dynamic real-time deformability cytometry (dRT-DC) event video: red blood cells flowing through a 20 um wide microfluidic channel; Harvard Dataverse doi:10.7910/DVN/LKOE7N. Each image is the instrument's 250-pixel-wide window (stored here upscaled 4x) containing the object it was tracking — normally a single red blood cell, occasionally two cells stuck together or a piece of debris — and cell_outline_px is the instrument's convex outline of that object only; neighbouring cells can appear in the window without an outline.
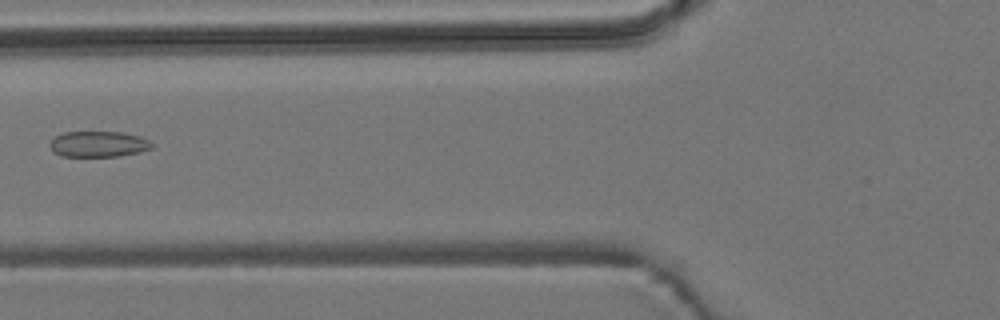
{"species": "common noctule bat (a hibernating species)", "species_latin": "Nyctalus noctula", "temperature_condition": "room temperature", "stored_images_in_passage": 4, "camera_frame_rate_fps": 3000, "um_per_image_px": 0.085, "animal": {"sex": "male", "body_mass_g": 19.2, "forearm_length_mm": 51.8}, "frame": {"image": 1, "passage_image": 4, "time_ms": 3.333, "image_size_px": [1000, 320], "cell_outline_px": [[152, 148], [136, 152], [116, 156], [60, 156], [52, 152], [48, 144], [56, 136], [64, 132], [120, 132], [140, 136], [148, 140], [152, 144]], "centroid_in_image_um": [8.3, 12.24], "position_along_channel_um": 117.5, "area_um2": 15.2}}